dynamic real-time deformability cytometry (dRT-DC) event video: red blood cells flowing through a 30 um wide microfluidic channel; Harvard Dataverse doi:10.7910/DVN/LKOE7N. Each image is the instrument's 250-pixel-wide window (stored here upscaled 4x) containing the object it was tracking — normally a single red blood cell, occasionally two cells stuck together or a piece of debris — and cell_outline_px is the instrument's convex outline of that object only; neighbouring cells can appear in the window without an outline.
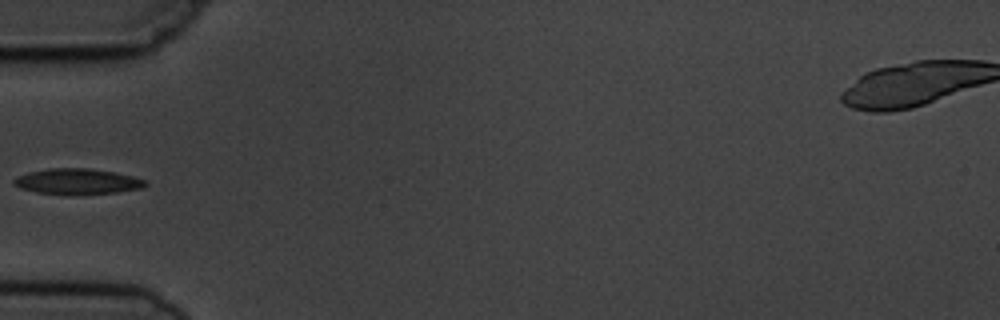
{"species": "common noctule bat (a hibernating species)", "species_latin": "Nyctalus noctula", "temperature_condition": "cold", "stored_images_in_passage": 5, "camera_frame_rate_fps": 3000, "um_per_image_px": 0.085, "animal": {"sex": "male", "body_mass_g": 19.5, "forearm_length_mm": 54.6}, "frame": {"image": 1, "passage_image": 4, "time_ms": 3.667, "image_size_px": [1000, 320], "cell_outline_px": [[148, 184], [140, 188], [116, 192], [72, 196], [36, 192], [20, 188], [12, 184], [12, 180], [16, 176], [28, 172], [48, 168], [88, 168], [116, 172], [148, 180]], "centroid_in_image_um": [6.54, 15.43], "position_along_channel_um": 78.5, "area_um2": 20.11}}
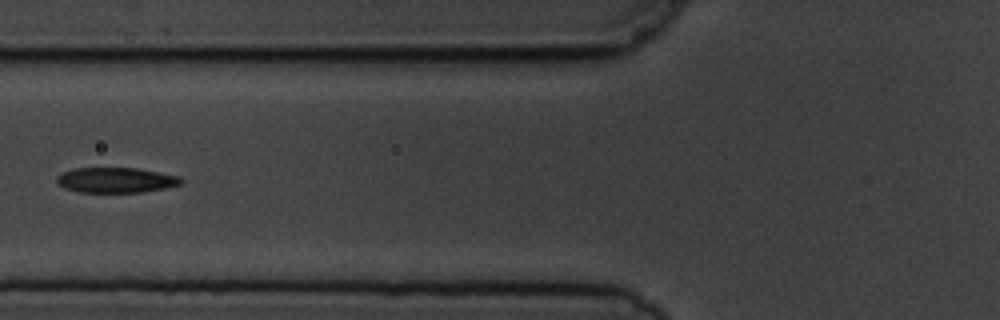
{"frame": {"image": 2, "passage_image": 5, "time_ms": 4.667, "image_size_px": [1000, 320], "cell_outline_px": [[184, 180], [180, 184], [164, 188], [144, 192], [80, 192], [64, 188], [56, 184], [56, 176], [60, 172], [76, 168], [136, 168], [180, 176]], "centroid_in_image_um": [9.81, 15.3], "position_along_channel_um": 116.0, "area_um2": 18.38}}